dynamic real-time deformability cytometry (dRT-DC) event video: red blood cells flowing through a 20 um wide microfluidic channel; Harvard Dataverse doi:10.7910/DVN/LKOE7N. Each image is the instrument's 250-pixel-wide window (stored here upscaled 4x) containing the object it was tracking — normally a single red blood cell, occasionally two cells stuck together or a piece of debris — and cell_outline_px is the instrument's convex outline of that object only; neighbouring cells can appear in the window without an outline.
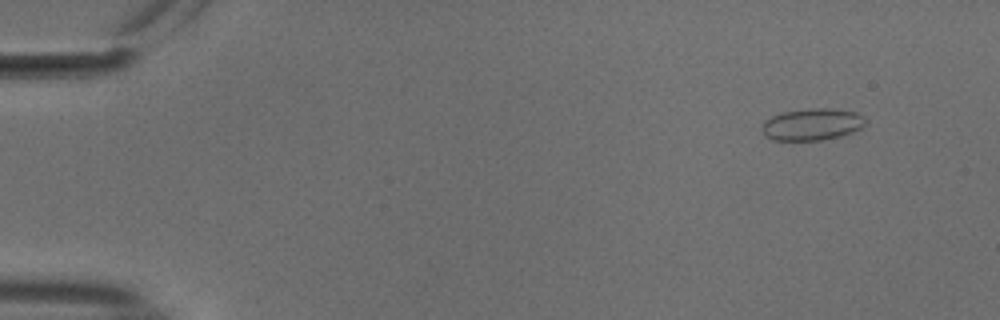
{"species": "common noctule bat (a hibernating species)", "species_latin": "Nyctalus noctula", "temperature_condition": "cold", "stored_images_in_passage": 52, "camera_frame_rate_fps": 3000, "um_per_image_px": 0.085, "animal": {"sex": "male", "body_mass_g": 18.8}, "frame": {"image": 1, "passage_image": 3, "time_ms": 0.667, "image_size_px": [1000, 320], "cell_outline_px": [[864, 124], [860, 128], [852, 132], [840, 136], [820, 140], [772, 140], [764, 136], [760, 128], [764, 120], [772, 116], [784, 112], [812, 108], [828, 108], [856, 112], [864, 116]], "centroid_in_image_um": [68.98, 10.57], "position_along_channel_um": 16.0, "area_um2": 19.19}}
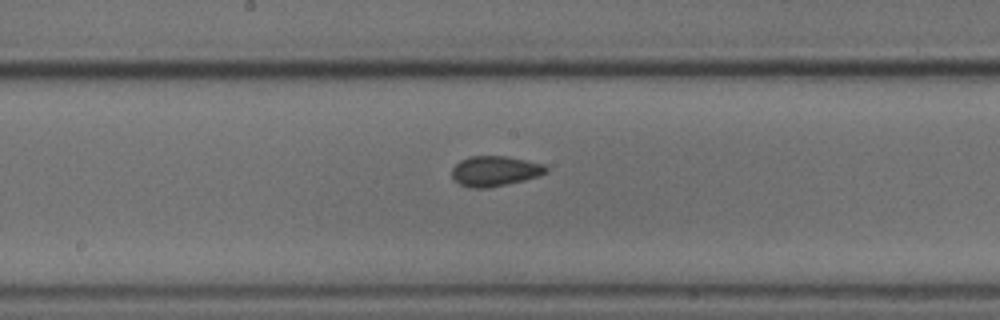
{"frame": {"image": 2, "passage_image": 27, "time_ms": 8.667, "image_size_px": [1000, 320], "cell_outline_px": [[548, 172], [540, 176], [524, 180], [488, 188], [472, 188], [460, 184], [452, 176], [452, 168], [460, 160], [468, 156], [508, 156], [544, 164], [548, 168]], "centroid_in_image_um": [42.09, 14.53], "position_along_channel_um": 206.1, "area_um2": 16.65}}
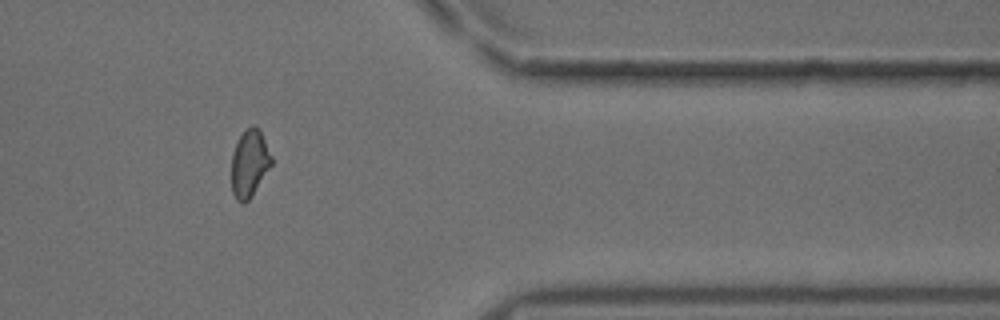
{"frame": {"image": 3, "passage_image": 43, "time_ms": 14.0, "image_size_px": [1000, 320], "cell_outline_px": [[272, 164], [252, 196], [244, 204], [240, 204], [236, 200], [232, 192], [232, 152], [240, 136], [252, 124], [256, 124], [260, 128], [272, 156]], "centroid_in_image_um": [21.22, 13.89], "position_along_channel_um": 390.2, "area_um2": 15.84}, "authors_computed_cell_mechanics": {"area_um2": 16.3863, "velocity_mm_per_s": 3.751, "shape_relaxation_time_tau1_ms": null, "shape_relaxation_time_tau2_ms": 1.6469, "deformation_change_tau1": null, "deformation_change_tau2": 0.0598}}